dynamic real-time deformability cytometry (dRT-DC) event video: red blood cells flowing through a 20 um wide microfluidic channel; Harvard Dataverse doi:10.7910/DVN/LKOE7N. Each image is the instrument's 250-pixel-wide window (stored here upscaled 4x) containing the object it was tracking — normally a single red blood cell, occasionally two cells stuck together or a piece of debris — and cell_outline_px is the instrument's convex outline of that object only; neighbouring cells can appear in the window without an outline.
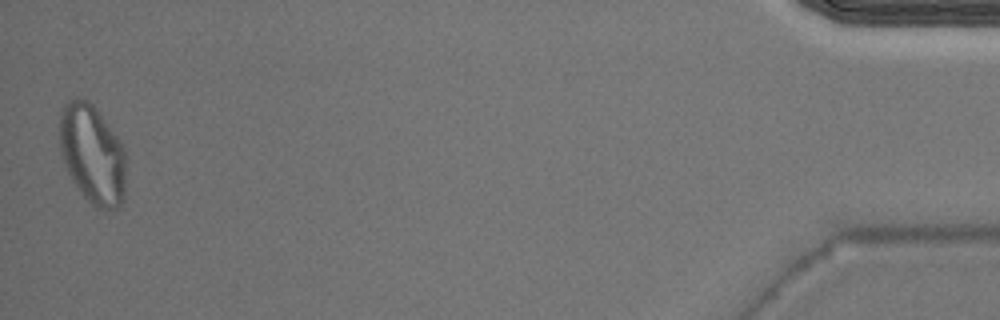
{"species": "Egyptian fruit bat (a non-hibernating species)", "species_latin": "Rousettus aegyptiacus", "temperature_condition": "warm", "stored_images_in_passage": 43, "camera_frame_rate_fps": 3000, "um_per_image_px": 0.085, "animal": {"sex": "male"}, "frame": {"image": 1, "passage_image": 43, "time_ms": 14.0, "image_size_px": [1000, 320], "cell_outline_px": [[124, 200], [116, 208], [96, 208], [80, 192], [72, 180], [64, 164], [60, 152], [60, 112], [64, 104], [68, 100], [76, 96], [88, 100], [92, 104], [116, 136], [124, 148]], "centroid_in_image_um": [7.81, 13.09], "position_along_channel_um": 427.4, "area_um2": 38.03}}